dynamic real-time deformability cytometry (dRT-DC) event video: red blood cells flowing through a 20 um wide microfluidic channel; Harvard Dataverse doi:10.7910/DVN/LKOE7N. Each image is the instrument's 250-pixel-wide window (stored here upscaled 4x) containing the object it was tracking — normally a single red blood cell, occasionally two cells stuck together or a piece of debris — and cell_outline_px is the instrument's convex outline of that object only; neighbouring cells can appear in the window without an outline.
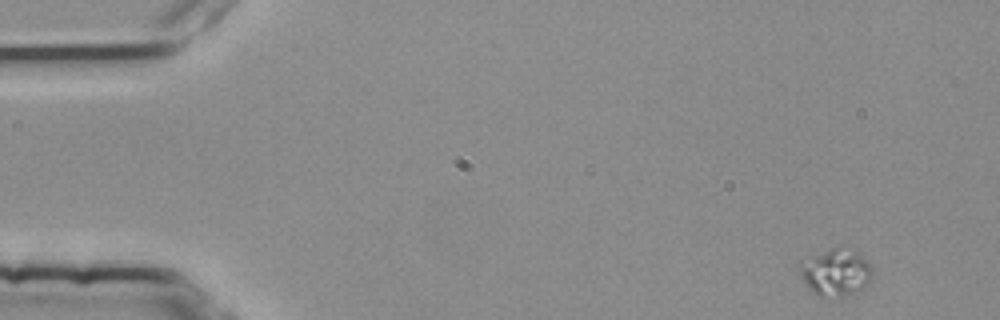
{"species": "common noctule bat (a hibernating species)", "species_latin": "Nyctalus noctula", "temperature_condition": "room temperature", "stored_images_in_passage": 4, "camera_frame_rate_fps": 3000, "um_per_image_px": 0.085, "animal": {"sex": "female", "body_mass_g": 25.1}, "frame": {"image": 1, "passage_image": 1, "time_ms": 0.0, "image_size_px": [1000, 320], "cell_outline_px": [[872, 280], [860, 288], [840, 296], [820, 296], [812, 292], [808, 288], [800, 276], [800, 264], [832, 248], [840, 248], [856, 252], [868, 264], [872, 272]], "centroid_in_image_um": [71.02, 23.18], "position_along_channel_um": 14.0, "area_um2": 18.73}}